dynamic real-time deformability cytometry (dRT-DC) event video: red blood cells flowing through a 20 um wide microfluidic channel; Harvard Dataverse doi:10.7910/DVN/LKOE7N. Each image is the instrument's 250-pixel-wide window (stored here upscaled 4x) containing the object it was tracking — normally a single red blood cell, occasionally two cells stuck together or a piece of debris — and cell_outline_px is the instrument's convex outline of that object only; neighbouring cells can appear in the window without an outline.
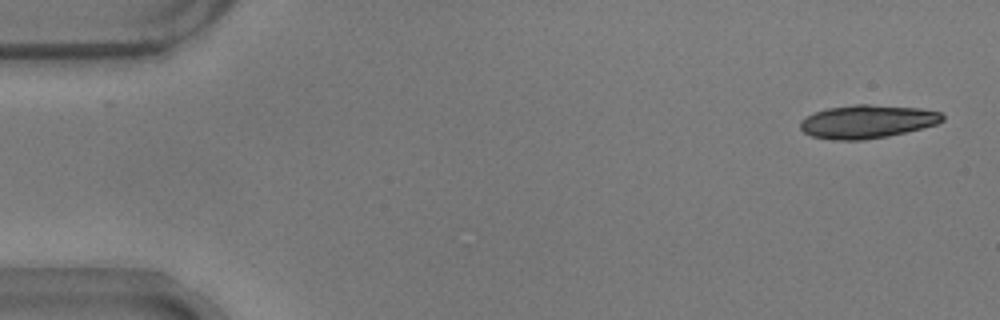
{"species": "common noctule bat (a hibernating species)", "species_latin": "Nyctalus noctula", "temperature_condition": "warm", "stored_images_in_passage": 53, "camera_frame_rate_fps": 3000, "um_per_image_px": 0.085, "animal": {"sex": "male", "body_mass_g": 17.9}, "frame": {"image": 1, "passage_image": 1, "time_ms": 0.0, "image_size_px": [1000, 320], "cell_outline_px": [[944, 120], [936, 124], [888, 136], [864, 140], [832, 140], [812, 136], [804, 132], [800, 128], [800, 120], [816, 112], [828, 108], [856, 104], [868, 104], [920, 108], [940, 112], [944, 116]], "centroid_in_image_um": [73.7, 10.33], "position_along_channel_um": 11.3, "area_um2": 27.46}}
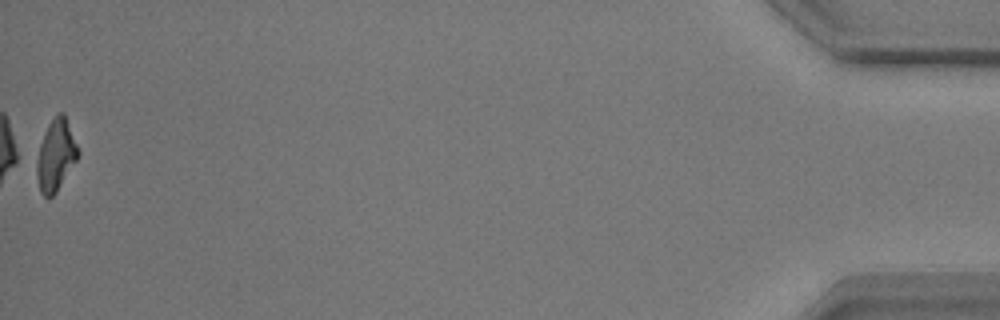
{"frame": {"image": 2, "passage_image": 53, "time_ms": 17.333, "image_size_px": [1000, 320], "cell_outline_px": [[80, 152], [76, 160], [56, 192], [48, 200], [40, 192], [32, 160], [44, 132], [48, 124], [60, 112], [64, 112]], "centroid_in_image_um": [4.67, 13.22], "position_along_channel_um": 430.5, "area_um2": 17.69}, "authors_computed_cell_mechanics": {"area_um2": 18.9584, "velocity_mm_per_s": 3.7204, "shape_relaxation_time_tau1_ms": 2.6746, "shape_relaxation_time_tau2_ms": 7.7769, "deformation_change_tau1": 0.139, "deformation_change_tau2": 0.1857}}